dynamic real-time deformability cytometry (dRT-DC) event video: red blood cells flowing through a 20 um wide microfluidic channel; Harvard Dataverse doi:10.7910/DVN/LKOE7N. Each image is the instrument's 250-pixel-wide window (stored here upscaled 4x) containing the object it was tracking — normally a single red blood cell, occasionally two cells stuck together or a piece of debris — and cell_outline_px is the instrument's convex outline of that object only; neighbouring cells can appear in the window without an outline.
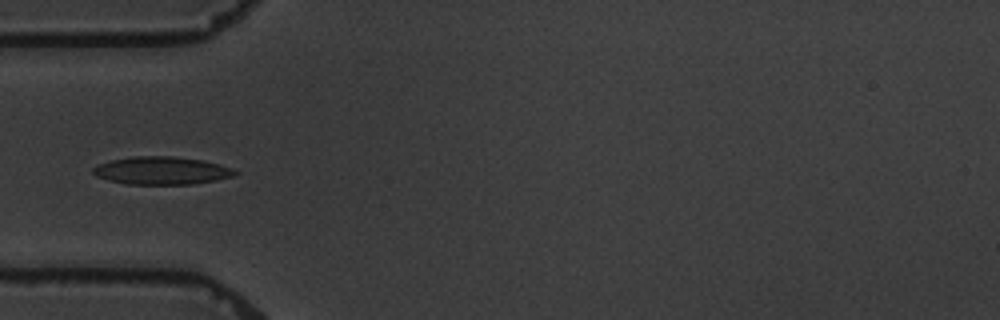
{"species": "common noctule bat (a hibernating species)", "species_latin": "Nyctalus noctula", "temperature_condition": "warm", "stored_images_in_passage": 12, "camera_frame_rate_fps": 3000, "um_per_image_px": 0.085, "animal": {"sex": "male", "body_mass_g": 19.5, "forearm_length_mm": 54.6}, "frame": {"image": 1, "passage_image": 2, "time_ms": 1.0, "image_size_px": [1000, 320], "cell_outline_px": [[240, 172], [232, 176], [216, 180], [192, 184], [124, 184], [108, 180], [96, 176], [92, 172], [92, 168], [96, 164], [112, 160], [132, 156], [172, 156], [204, 160], [220, 164], [232, 168]], "centroid_in_image_um": [13.72, 14.5], "position_along_channel_um": 71.3, "area_um2": 23.18}}
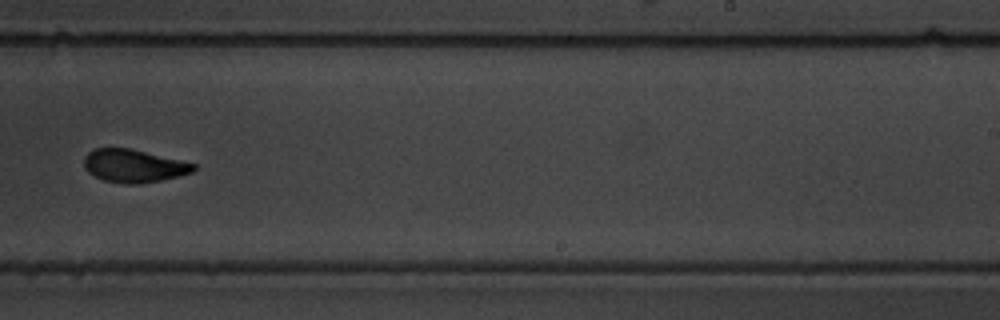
{"frame": {"image": 2, "passage_image": 7, "time_ms": 7.0, "image_size_px": [1000, 320], "cell_outline_px": [[196, 168], [192, 172], [160, 180], [140, 184], [124, 184], [104, 180], [88, 172], [84, 168], [84, 156], [88, 152], [96, 148], [128, 148], [180, 160], [196, 164]], "centroid_in_image_um": [11.33, 14.1], "position_along_channel_um": 277.7, "area_um2": 20.81}}
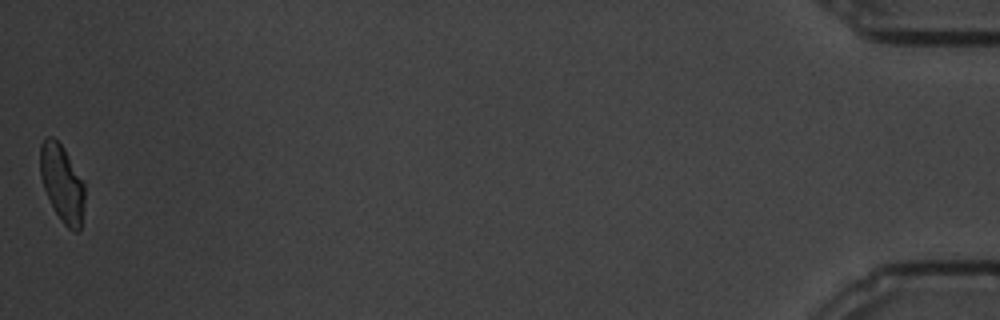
{"frame": {"image": 3, "passage_image": 12, "time_ms": 14.333, "image_size_px": [1000, 320], "cell_outline_px": [[84, 208], [80, 228], [76, 232], [68, 228], [64, 224], [56, 212], [44, 188], [40, 176], [40, 144], [48, 136], [52, 136], [64, 148], [84, 184]], "centroid_in_image_um": [5.27, 15.57], "position_along_channel_um": 429.9, "area_um2": 19.65}, "authors_computed_cell_mechanics": {"area_um2": 21.6172, "velocity_mm_per_s": 3.4447, "shape_relaxation_time_tau1_ms": 5.7987, "shape_relaxation_time_tau2_ms": 2.1825, "deformation_change_tau1": 0.1801, "deformation_change_tau2": 0.0804}}